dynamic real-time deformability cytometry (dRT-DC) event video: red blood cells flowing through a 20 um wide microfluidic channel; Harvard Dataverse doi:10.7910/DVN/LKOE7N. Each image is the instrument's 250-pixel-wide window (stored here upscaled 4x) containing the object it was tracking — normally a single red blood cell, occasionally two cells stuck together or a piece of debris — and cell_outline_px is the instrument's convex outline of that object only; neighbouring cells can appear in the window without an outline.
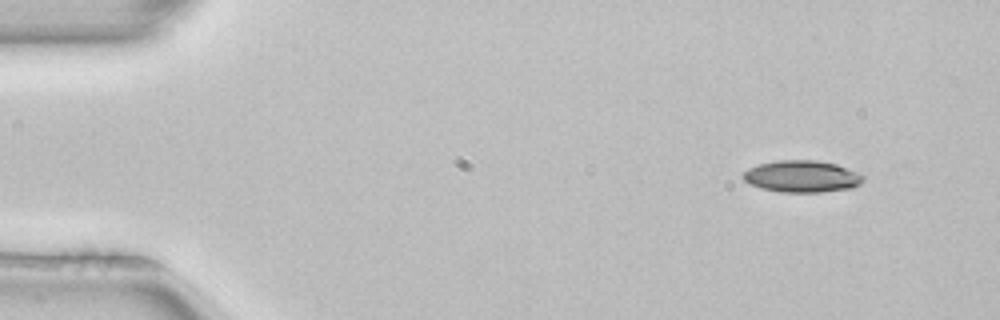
{"species": "common noctule bat (a hibernating species)", "species_latin": "Nyctalus noctula", "temperature_condition": "room temperature", "stored_images_in_passage": 4, "segment_of_instrument_passage": [2, 2], "camera_frame_rate_fps": 3000, "um_per_image_px": 0.085, "animal": {"sex": "female", "body_mass_g": 22.7, "forearm_length_mm": 54.2}, "frame": {"image": 1, "passage_image": 4, "time_ms": 1.0, "image_size_px": [1000, 320], "cell_outline_px": [[864, 180], [860, 184], [852, 188], [820, 192], [780, 192], [764, 188], [752, 184], [744, 180], [744, 172], [748, 168], [760, 164], [776, 160], [816, 160], [836, 164], [860, 172], [864, 176]], "centroid_in_image_um": [68.23, 14.98], "position_along_channel_um": 16.8, "area_um2": 22.2}}